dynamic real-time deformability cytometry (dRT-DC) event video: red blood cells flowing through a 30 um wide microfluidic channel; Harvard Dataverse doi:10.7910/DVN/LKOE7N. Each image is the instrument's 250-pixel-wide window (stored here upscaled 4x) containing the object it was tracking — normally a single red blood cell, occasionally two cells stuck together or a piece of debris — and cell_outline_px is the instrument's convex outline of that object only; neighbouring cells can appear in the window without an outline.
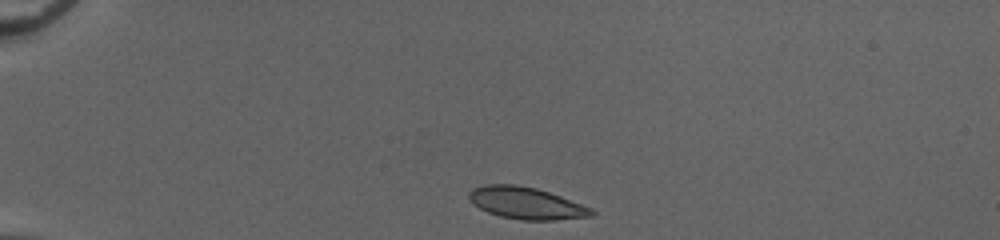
{"species": "common noctule bat (a hibernating species)", "species_latin": "Nyctalus noctula", "temperature_condition": "cold", "stored_images_in_passage": 40, "camera_frame_rate_fps": 3000, "um_per_image_px": 0.085, "animal": {"sex": "female", "body_mass_g": 20.0, "forearm_length_mm": 54.0}, "frame": {"image": 1, "passage_image": 1, "time_ms": 0.0, "image_size_px": [1000, 240], "cell_outline_px": [[596, 212], [592, 216], [556, 220], [520, 220], [500, 216], [488, 212], [480, 208], [468, 196], [468, 192], [472, 188], [484, 184], [516, 184], [536, 188], [560, 196], [592, 208]], "centroid_in_image_um": [44.73, 17.26], "position_along_channel_um": 40.3, "area_um2": 22.72}}
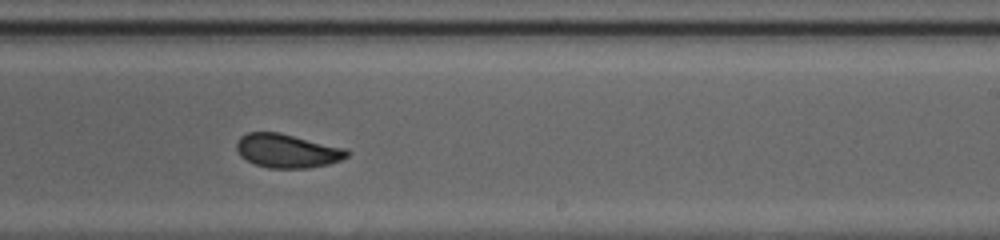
{"frame": {"image": 2, "passage_image": 22, "time_ms": 7.0, "image_size_px": [1000, 240], "cell_outline_px": [[348, 156], [340, 160], [328, 164], [308, 168], [268, 168], [256, 164], [240, 156], [236, 148], [236, 140], [240, 136], [248, 132], [280, 132], [348, 148]], "centroid_in_image_um": [24.42, 12.8], "position_along_channel_um": 264.6, "area_um2": 21.96}}
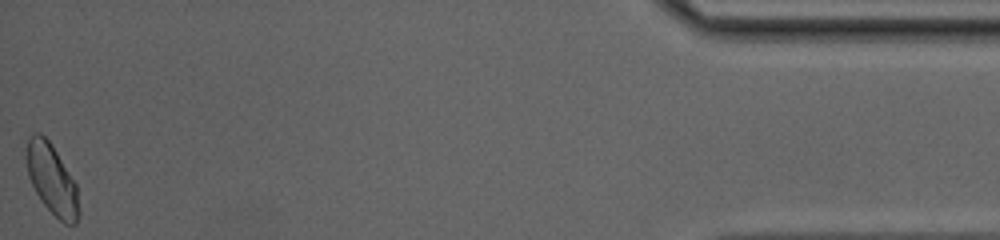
{"frame": {"image": 3, "passage_image": 40, "time_ms": 13.0, "image_size_px": [1000, 240], "cell_outline_px": [[80, 212], [76, 224], [64, 224], [44, 204], [36, 192], [28, 176], [24, 156], [24, 152], [28, 140], [36, 132], [40, 132], [52, 144], [76, 184], [80, 208]], "centroid_in_image_um": [4.4, 15.24], "position_along_channel_um": 430.8, "area_um2": 21.56}, "authors_computed_cell_mechanics": {"area_um2": 22.1663, "velocity_mm_per_s": 4.0644, "shape_relaxation_time_tau1_ms": 6.9429, "shape_relaxation_time_tau2_ms": 0.6072, "deformation_change_tau1": 0.136, "deformation_change_tau2": 0.0356}}